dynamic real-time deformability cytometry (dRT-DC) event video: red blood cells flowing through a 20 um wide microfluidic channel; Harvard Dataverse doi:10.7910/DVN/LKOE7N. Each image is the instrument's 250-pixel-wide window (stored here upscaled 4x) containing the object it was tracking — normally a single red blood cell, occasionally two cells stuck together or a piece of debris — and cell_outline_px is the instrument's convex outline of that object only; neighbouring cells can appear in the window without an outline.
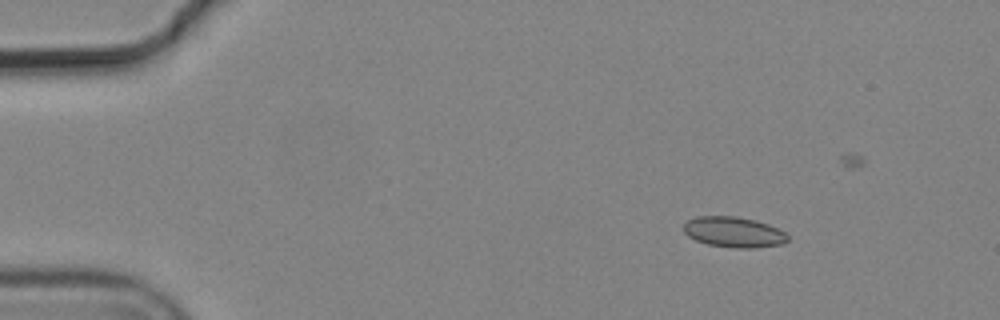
{"species": "common noctule bat (a hibernating species)", "species_latin": "Nyctalus noctula", "temperature_condition": "cold", "stored_images_in_passage": 9, "camera_frame_rate_fps": 3000, "um_per_image_px": 0.085, "animal": {"sex": "male", "body_mass_g": 19.2, "forearm_length_mm": 51.8}, "frame": {"image": 1, "passage_image": 1, "time_ms": 0.0, "image_size_px": [1000, 320], "cell_outline_px": [[788, 240], [784, 244], [756, 248], [732, 248], [708, 244], [696, 240], [688, 236], [684, 232], [684, 224], [688, 220], [696, 216], [732, 216], [756, 220], [768, 224], [784, 232], [788, 236]], "centroid_in_image_um": [62.37, 19.73], "position_along_channel_um": 22.6, "area_um2": 18.55}}
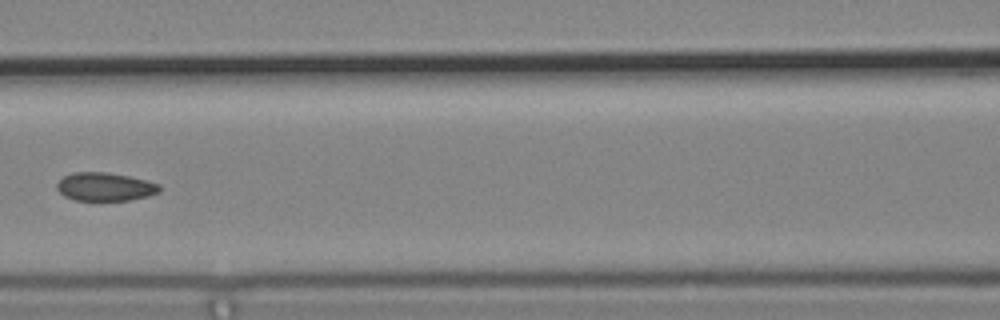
{"frame": {"image": 2, "passage_image": 6, "time_ms": 1.667, "image_size_px": [1000, 320], "cell_outline_px": [[160, 192], [148, 196], [132, 200], [76, 200], [64, 196], [56, 188], [56, 184], [64, 176], [72, 172], [108, 172], [128, 176], [160, 184]], "centroid_in_image_um": [8.92, 15.87], "position_along_channel_um": 157.7, "area_um2": 16.94}}
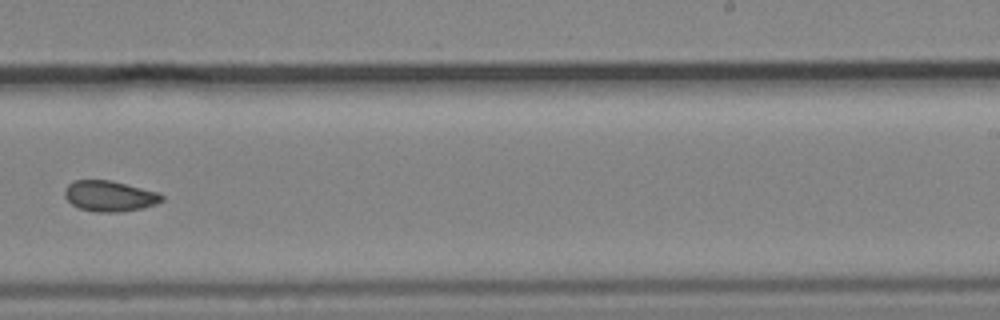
{"frame": {"image": 3, "passage_image": 9, "time_ms": 2.667, "image_size_px": [1000, 320], "cell_outline_px": [[164, 200], [156, 204], [140, 208], [120, 212], [96, 212], [80, 208], [72, 204], [64, 196], [64, 188], [68, 184], [76, 180], [112, 180], [156, 192], [164, 196]], "centroid_in_image_um": [9.29, 16.66], "position_along_channel_um": 279.7, "area_um2": 17.28}}